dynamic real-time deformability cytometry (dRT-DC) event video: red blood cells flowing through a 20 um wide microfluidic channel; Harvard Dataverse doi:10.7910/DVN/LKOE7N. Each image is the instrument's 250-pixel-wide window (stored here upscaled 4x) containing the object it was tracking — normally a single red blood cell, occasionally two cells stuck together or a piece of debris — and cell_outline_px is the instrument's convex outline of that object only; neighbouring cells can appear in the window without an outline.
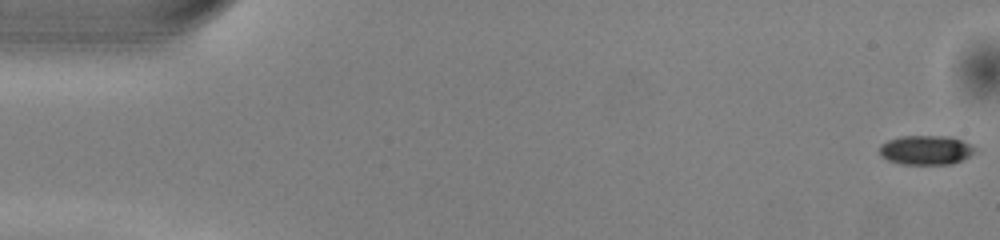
{"species": "common noctule bat (a hibernating species)", "species_latin": "Nyctalus noctula", "temperature_condition": "warm", "stored_images_in_passage": 51, "camera_frame_rate_fps": 3000, "um_per_image_px": 0.085, "animal": {"sex": "male", "body_mass_g": 13.0, "forearm_length_mm": 53.1}, "frame": {"image": 1, "passage_image": 1, "time_ms": 0.0, "image_size_px": [1000, 240], "cell_outline_px": [[972, 152], [968, 156], [952, 164], [900, 164], [888, 160], [880, 156], [880, 144], [888, 140], [900, 136], [948, 136], [960, 140], [968, 144], [972, 148]], "centroid_in_image_um": [78.61, 12.75], "position_along_channel_um": 6.4, "area_um2": 16.01}}
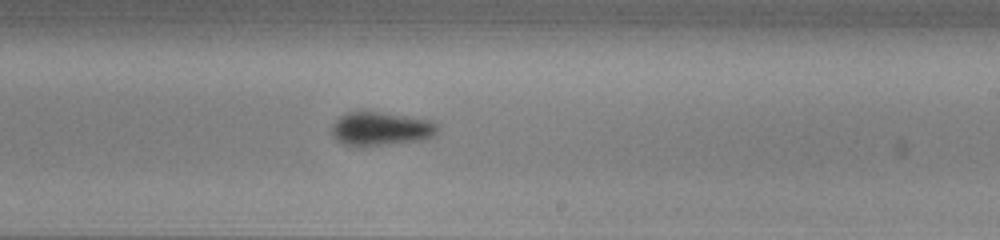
{"frame": {"image": 2, "passage_image": 31, "time_ms": 10.0, "image_size_px": [1000, 240], "cell_outline_px": [[436, 132], [432, 136], [424, 140], [388, 144], [344, 144], [336, 140], [332, 136], [332, 128], [336, 120], [340, 116], [348, 112], [376, 112], [432, 120], [436, 124]], "centroid_in_image_um": [32.38, 10.93], "position_along_channel_um": 256.6, "area_um2": 20.06}}
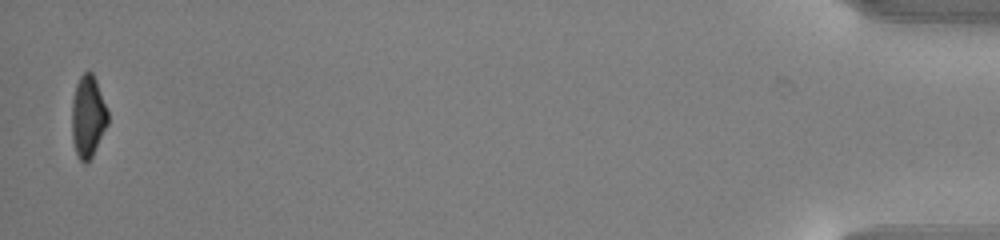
{"frame": {"image": 3, "passage_image": 51, "time_ms": 16.667, "image_size_px": [1000, 240], "cell_outline_px": [[108, 124], [88, 164], [84, 164], [80, 160], [76, 152], [72, 140], [72, 100], [76, 84], [80, 76], [84, 72], [92, 72], [96, 80], [108, 112]], "centroid_in_image_um": [7.47, 9.93], "position_along_channel_um": 427.7, "area_um2": 17.17}, "authors_computed_cell_mechanics": {"area_um2": 18.9006, "velocity_mm_per_s": 4.0253, "shape_relaxation_time_tau1_ms": 2.1728, "shape_relaxation_time_tau2_ms": null, "deformation_change_tau1": 0.1098, "deformation_change_tau2": null}}